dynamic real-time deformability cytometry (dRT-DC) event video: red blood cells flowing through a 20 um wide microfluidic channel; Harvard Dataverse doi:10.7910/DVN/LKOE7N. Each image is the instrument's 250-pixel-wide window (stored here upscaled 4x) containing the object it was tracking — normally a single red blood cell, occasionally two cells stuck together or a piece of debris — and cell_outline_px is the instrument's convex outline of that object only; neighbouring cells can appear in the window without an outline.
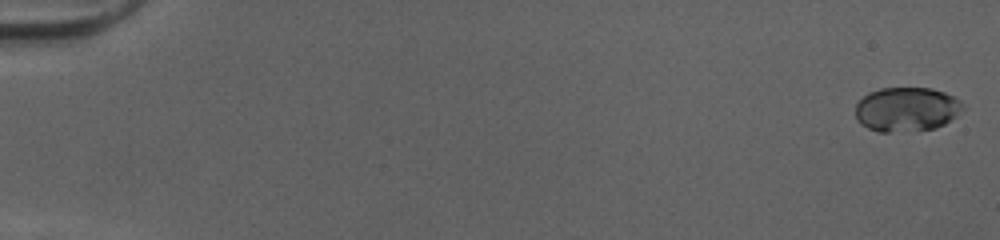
{"species": "human", "species_latin": "Homo sapiens", "temperature_condition": "cold", "stored_images_in_passage": 52, "camera_frame_rate_fps": 3000, "um_per_image_px": 0.085, "donor": {"sex": "female"}, "frame": {"image": 1, "passage_image": 1, "time_ms": 0.0, "image_size_px": [1000, 240], "cell_outline_px": [[964, 108], [956, 116], [944, 124], [936, 128], [888, 132], [880, 132], [868, 128], [860, 124], [856, 120], [856, 104], [868, 92], [880, 88], [932, 88], [944, 92], [960, 100], [964, 104]], "centroid_in_image_um": [77.05, 9.28], "position_along_channel_um": 7.9, "area_um2": 27.74}}
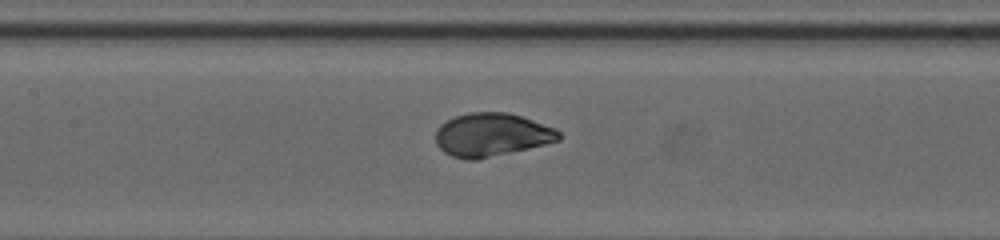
{"frame": {"image": 2, "passage_image": 26, "time_ms": 8.333, "image_size_px": [1000, 240], "cell_outline_px": [[560, 140], [528, 148], [476, 160], [468, 160], [452, 156], [444, 152], [436, 144], [436, 128], [440, 124], [456, 116], [472, 112], [508, 112], [556, 128], [560, 132]], "centroid_in_image_um": [41.77, 11.45], "position_along_channel_um": 165.6, "area_um2": 30.92}}
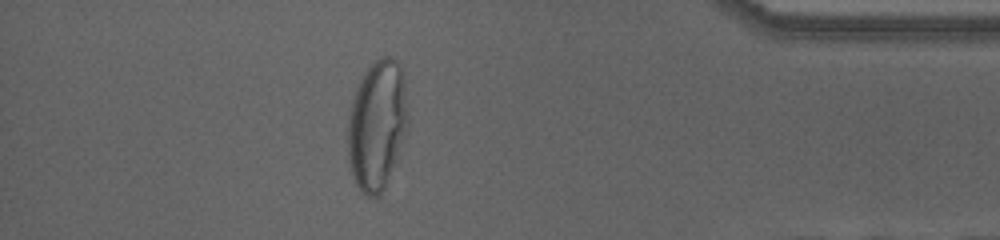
{"frame": {"image": 3, "passage_image": 46, "time_ms": 15.0, "image_size_px": [1000, 240], "cell_outline_px": [[408, 128], [396, 160], [384, 188], [380, 196], [364, 196], [356, 184], [352, 172], [348, 156], [348, 112], [352, 92], [364, 72], [380, 56], [388, 56], [396, 60], [400, 64], [404, 76], [408, 116]], "centroid_in_image_um": [32.04, 10.59], "position_along_channel_um": 403.2, "area_um2": 46.01}, "authors_computed_cell_mechanics": {"area_um2": 30.923, "velocity_mm_per_s": 4.0516, "shape_relaxation_time_tau1_ms": 5.6314, "shape_relaxation_time_tau2_ms": null, "deformation_change_tau1": 0.2248, "deformation_change_tau2": null}}